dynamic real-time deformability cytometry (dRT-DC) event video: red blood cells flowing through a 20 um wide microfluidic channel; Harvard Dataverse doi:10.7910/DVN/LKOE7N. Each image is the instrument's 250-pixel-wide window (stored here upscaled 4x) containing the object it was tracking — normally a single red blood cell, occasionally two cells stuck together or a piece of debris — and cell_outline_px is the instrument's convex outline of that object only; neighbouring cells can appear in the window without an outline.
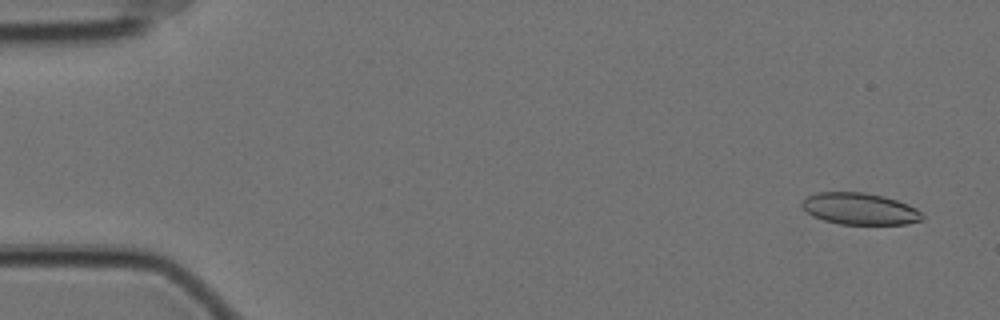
{"species": "Egyptian fruit bat (a non-hibernating species)", "species_latin": "Rousettus aegyptiacus", "temperature_condition": "cold", "stored_images_in_passage": 58, "camera_frame_rate_fps": 3000, "um_per_image_px": 0.085, "animal": {"sex": "female"}, "frame": {"image": 1, "passage_image": 3, "time_ms": 0.667, "image_size_px": [1000, 320], "cell_outline_px": [[924, 220], [908, 224], [840, 224], [824, 220], [812, 216], [800, 204], [808, 196], [816, 192], [864, 192], [884, 196], [908, 204], [916, 208], [924, 216]], "centroid_in_image_um": [73.11, 17.75], "position_along_channel_um": 11.9, "area_um2": 22.25}}
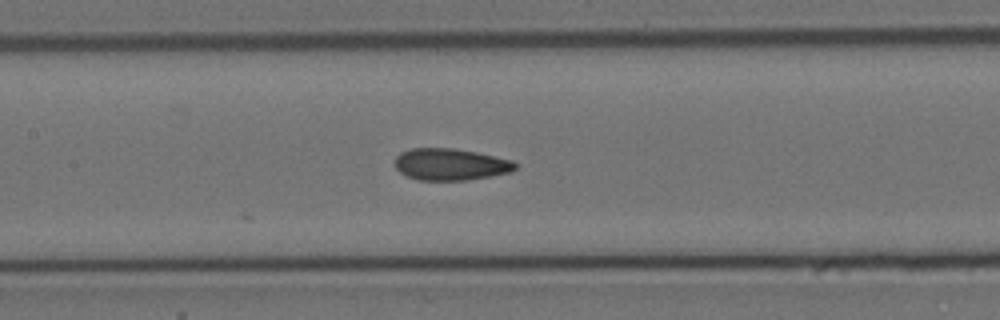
{"frame": {"image": 2, "passage_image": 27, "time_ms": 8.667, "image_size_px": [1000, 320], "cell_outline_px": [[520, 164], [512, 172], [492, 176], [468, 180], [416, 180], [400, 172], [396, 168], [396, 156], [400, 152], [412, 148], [452, 148], [476, 152], [512, 160]], "centroid_in_image_um": [38.33, 13.97], "position_along_channel_um": 169.1, "area_um2": 22.43}}
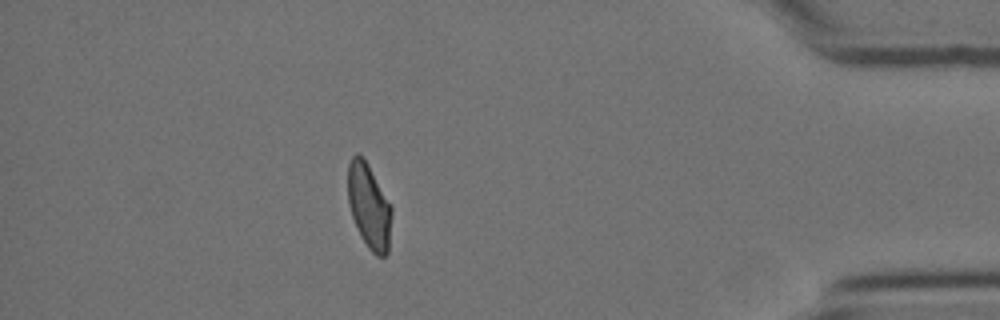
{"frame": {"image": 3, "passage_image": 51, "time_ms": 16.667, "image_size_px": [1000, 320], "cell_outline_px": [[392, 216], [388, 252], [384, 256], [376, 256], [368, 248], [352, 216], [348, 204], [348, 164], [352, 156], [356, 152], [368, 164], [392, 204]], "centroid_in_image_um": [31.39, 17.51], "position_along_channel_um": 403.8, "area_um2": 21.68}, "authors_computed_cell_mechanics": {"area_um2": 22.7154, "velocity_mm_per_s": 3.5068, "shape_relaxation_time_tau1_ms": null, "shape_relaxation_time_tau2_ms": 1.5, "deformation_change_tau1": null, "deformation_change_tau2": 0.0741}}